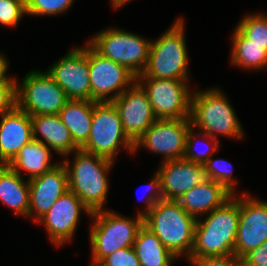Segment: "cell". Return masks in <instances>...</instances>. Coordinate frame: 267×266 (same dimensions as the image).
Returning <instances> with one entry per match:
<instances>
[{
    "label": "cell",
    "mask_w": 267,
    "mask_h": 266,
    "mask_svg": "<svg viewBox=\"0 0 267 266\" xmlns=\"http://www.w3.org/2000/svg\"><path fill=\"white\" fill-rule=\"evenodd\" d=\"M237 193L222 206L197 218L194 244L188 259L234 255V245L239 221V197Z\"/></svg>",
    "instance_id": "cell-1"
},
{
    "label": "cell",
    "mask_w": 267,
    "mask_h": 266,
    "mask_svg": "<svg viewBox=\"0 0 267 266\" xmlns=\"http://www.w3.org/2000/svg\"><path fill=\"white\" fill-rule=\"evenodd\" d=\"M72 162H62L68 175L69 191L73 192L91 212L103 210L109 191L108 173L114 161L81 149L74 152ZM72 163V165H71Z\"/></svg>",
    "instance_id": "cell-2"
},
{
    "label": "cell",
    "mask_w": 267,
    "mask_h": 266,
    "mask_svg": "<svg viewBox=\"0 0 267 266\" xmlns=\"http://www.w3.org/2000/svg\"><path fill=\"white\" fill-rule=\"evenodd\" d=\"M196 222L176 200L162 199L144 216V225L177 258L191 256Z\"/></svg>",
    "instance_id": "cell-3"
},
{
    "label": "cell",
    "mask_w": 267,
    "mask_h": 266,
    "mask_svg": "<svg viewBox=\"0 0 267 266\" xmlns=\"http://www.w3.org/2000/svg\"><path fill=\"white\" fill-rule=\"evenodd\" d=\"M184 19L178 18L161 36L151 41L145 70L137 77L189 80Z\"/></svg>",
    "instance_id": "cell-4"
},
{
    "label": "cell",
    "mask_w": 267,
    "mask_h": 266,
    "mask_svg": "<svg viewBox=\"0 0 267 266\" xmlns=\"http://www.w3.org/2000/svg\"><path fill=\"white\" fill-rule=\"evenodd\" d=\"M190 121L196 130L205 132L213 138L223 135L242 139L244 136L234 108L219 88L192 93Z\"/></svg>",
    "instance_id": "cell-5"
},
{
    "label": "cell",
    "mask_w": 267,
    "mask_h": 266,
    "mask_svg": "<svg viewBox=\"0 0 267 266\" xmlns=\"http://www.w3.org/2000/svg\"><path fill=\"white\" fill-rule=\"evenodd\" d=\"M93 225L89 232L92 260L102 261L115 251L133 247L139 229L144 224V217H124L106 209L92 212Z\"/></svg>",
    "instance_id": "cell-6"
},
{
    "label": "cell",
    "mask_w": 267,
    "mask_h": 266,
    "mask_svg": "<svg viewBox=\"0 0 267 266\" xmlns=\"http://www.w3.org/2000/svg\"><path fill=\"white\" fill-rule=\"evenodd\" d=\"M120 148L134 153V143L124 132L115 105L94 101L90 135L81 150L114 161Z\"/></svg>",
    "instance_id": "cell-7"
},
{
    "label": "cell",
    "mask_w": 267,
    "mask_h": 266,
    "mask_svg": "<svg viewBox=\"0 0 267 266\" xmlns=\"http://www.w3.org/2000/svg\"><path fill=\"white\" fill-rule=\"evenodd\" d=\"M87 42L99 54L126 67L136 77L146 68L151 40L116 27L99 31Z\"/></svg>",
    "instance_id": "cell-8"
},
{
    "label": "cell",
    "mask_w": 267,
    "mask_h": 266,
    "mask_svg": "<svg viewBox=\"0 0 267 266\" xmlns=\"http://www.w3.org/2000/svg\"><path fill=\"white\" fill-rule=\"evenodd\" d=\"M17 107L30 116L59 115L70 100L64 90L47 73L32 70L16 83Z\"/></svg>",
    "instance_id": "cell-9"
},
{
    "label": "cell",
    "mask_w": 267,
    "mask_h": 266,
    "mask_svg": "<svg viewBox=\"0 0 267 266\" xmlns=\"http://www.w3.org/2000/svg\"><path fill=\"white\" fill-rule=\"evenodd\" d=\"M148 95L156 119L190 118L192 91L188 80L136 77Z\"/></svg>",
    "instance_id": "cell-10"
},
{
    "label": "cell",
    "mask_w": 267,
    "mask_h": 266,
    "mask_svg": "<svg viewBox=\"0 0 267 266\" xmlns=\"http://www.w3.org/2000/svg\"><path fill=\"white\" fill-rule=\"evenodd\" d=\"M88 67L91 101L112 102L136 81V76L126 67L102 56L89 43Z\"/></svg>",
    "instance_id": "cell-11"
},
{
    "label": "cell",
    "mask_w": 267,
    "mask_h": 266,
    "mask_svg": "<svg viewBox=\"0 0 267 266\" xmlns=\"http://www.w3.org/2000/svg\"><path fill=\"white\" fill-rule=\"evenodd\" d=\"M190 118L157 119L135 142L134 155L139 148L163 155V161L182 159Z\"/></svg>",
    "instance_id": "cell-12"
},
{
    "label": "cell",
    "mask_w": 267,
    "mask_h": 266,
    "mask_svg": "<svg viewBox=\"0 0 267 266\" xmlns=\"http://www.w3.org/2000/svg\"><path fill=\"white\" fill-rule=\"evenodd\" d=\"M47 73L73 100H90L91 86L88 67V42L84 47H74L57 60Z\"/></svg>",
    "instance_id": "cell-13"
},
{
    "label": "cell",
    "mask_w": 267,
    "mask_h": 266,
    "mask_svg": "<svg viewBox=\"0 0 267 266\" xmlns=\"http://www.w3.org/2000/svg\"><path fill=\"white\" fill-rule=\"evenodd\" d=\"M267 241V201L239 195V221L234 256L242 258L249 251Z\"/></svg>",
    "instance_id": "cell-14"
},
{
    "label": "cell",
    "mask_w": 267,
    "mask_h": 266,
    "mask_svg": "<svg viewBox=\"0 0 267 266\" xmlns=\"http://www.w3.org/2000/svg\"><path fill=\"white\" fill-rule=\"evenodd\" d=\"M82 212L92 215L90 209L68 190L36 223L45 226L49 240L58 247L73 240Z\"/></svg>",
    "instance_id": "cell-15"
},
{
    "label": "cell",
    "mask_w": 267,
    "mask_h": 266,
    "mask_svg": "<svg viewBox=\"0 0 267 266\" xmlns=\"http://www.w3.org/2000/svg\"><path fill=\"white\" fill-rule=\"evenodd\" d=\"M112 103L119 113L124 132L134 144L157 120L146 91L137 81Z\"/></svg>",
    "instance_id": "cell-16"
},
{
    "label": "cell",
    "mask_w": 267,
    "mask_h": 266,
    "mask_svg": "<svg viewBox=\"0 0 267 266\" xmlns=\"http://www.w3.org/2000/svg\"><path fill=\"white\" fill-rule=\"evenodd\" d=\"M68 190V175L62 162L43 175L30 179L28 217L36 223Z\"/></svg>",
    "instance_id": "cell-17"
},
{
    "label": "cell",
    "mask_w": 267,
    "mask_h": 266,
    "mask_svg": "<svg viewBox=\"0 0 267 266\" xmlns=\"http://www.w3.org/2000/svg\"><path fill=\"white\" fill-rule=\"evenodd\" d=\"M156 173L165 200H178L186 192L207 179L204 165L185 159L163 161Z\"/></svg>",
    "instance_id": "cell-18"
},
{
    "label": "cell",
    "mask_w": 267,
    "mask_h": 266,
    "mask_svg": "<svg viewBox=\"0 0 267 266\" xmlns=\"http://www.w3.org/2000/svg\"><path fill=\"white\" fill-rule=\"evenodd\" d=\"M0 119V165H8L33 139L32 120L17 106Z\"/></svg>",
    "instance_id": "cell-19"
},
{
    "label": "cell",
    "mask_w": 267,
    "mask_h": 266,
    "mask_svg": "<svg viewBox=\"0 0 267 266\" xmlns=\"http://www.w3.org/2000/svg\"><path fill=\"white\" fill-rule=\"evenodd\" d=\"M31 120L33 139L42 142L57 155L69 157L80 149L59 115H32Z\"/></svg>",
    "instance_id": "cell-20"
},
{
    "label": "cell",
    "mask_w": 267,
    "mask_h": 266,
    "mask_svg": "<svg viewBox=\"0 0 267 266\" xmlns=\"http://www.w3.org/2000/svg\"><path fill=\"white\" fill-rule=\"evenodd\" d=\"M233 196L222 184L211 179H206L202 183L186 192L177 201L188 214L200 218L209 214L214 209L222 206Z\"/></svg>",
    "instance_id": "cell-21"
},
{
    "label": "cell",
    "mask_w": 267,
    "mask_h": 266,
    "mask_svg": "<svg viewBox=\"0 0 267 266\" xmlns=\"http://www.w3.org/2000/svg\"><path fill=\"white\" fill-rule=\"evenodd\" d=\"M94 101L70 99L60 111L63 124L70 131L73 142L81 149L88 141Z\"/></svg>",
    "instance_id": "cell-22"
},
{
    "label": "cell",
    "mask_w": 267,
    "mask_h": 266,
    "mask_svg": "<svg viewBox=\"0 0 267 266\" xmlns=\"http://www.w3.org/2000/svg\"><path fill=\"white\" fill-rule=\"evenodd\" d=\"M9 165H0V201L17 215L28 218L29 180H23Z\"/></svg>",
    "instance_id": "cell-23"
},
{
    "label": "cell",
    "mask_w": 267,
    "mask_h": 266,
    "mask_svg": "<svg viewBox=\"0 0 267 266\" xmlns=\"http://www.w3.org/2000/svg\"><path fill=\"white\" fill-rule=\"evenodd\" d=\"M52 150L42 142L32 139L24 145L17 156L8 165L22 176V170L28 173V180L43 175L58 165L51 162ZM51 162V163H50Z\"/></svg>",
    "instance_id": "cell-24"
},
{
    "label": "cell",
    "mask_w": 267,
    "mask_h": 266,
    "mask_svg": "<svg viewBox=\"0 0 267 266\" xmlns=\"http://www.w3.org/2000/svg\"><path fill=\"white\" fill-rule=\"evenodd\" d=\"M133 249L141 266H172L177 258L144 224L138 231Z\"/></svg>",
    "instance_id": "cell-25"
},
{
    "label": "cell",
    "mask_w": 267,
    "mask_h": 266,
    "mask_svg": "<svg viewBox=\"0 0 267 266\" xmlns=\"http://www.w3.org/2000/svg\"><path fill=\"white\" fill-rule=\"evenodd\" d=\"M231 64L242 69H267V50L262 45L250 42L237 27L232 33Z\"/></svg>",
    "instance_id": "cell-26"
},
{
    "label": "cell",
    "mask_w": 267,
    "mask_h": 266,
    "mask_svg": "<svg viewBox=\"0 0 267 266\" xmlns=\"http://www.w3.org/2000/svg\"><path fill=\"white\" fill-rule=\"evenodd\" d=\"M196 129L191 125L188 129V132L186 134V140H185V151L183 155V159L191 161L193 163L199 164V165H204L212 156V154L216 153L219 149V141L220 139L213 138L212 136L208 135L205 132L199 131L197 132L199 135H202L203 144H206V146H210L207 148H204L203 150L199 148L197 149L196 147V141H198L199 136L198 134L196 135Z\"/></svg>",
    "instance_id": "cell-27"
},
{
    "label": "cell",
    "mask_w": 267,
    "mask_h": 266,
    "mask_svg": "<svg viewBox=\"0 0 267 266\" xmlns=\"http://www.w3.org/2000/svg\"><path fill=\"white\" fill-rule=\"evenodd\" d=\"M236 27L250 39V42L262 45L267 50V14H247Z\"/></svg>",
    "instance_id": "cell-28"
},
{
    "label": "cell",
    "mask_w": 267,
    "mask_h": 266,
    "mask_svg": "<svg viewBox=\"0 0 267 266\" xmlns=\"http://www.w3.org/2000/svg\"><path fill=\"white\" fill-rule=\"evenodd\" d=\"M205 174L208 179H211L219 184H222L230 193L235 195V187L237 180L232 176L231 162L225 159H213L211 157L205 164Z\"/></svg>",
    "instance_id": "cell-29"
},
{
    "label": "cell",
    "mask_w": 267,
    "mask_h": 266,
    "mask_svg": "<svg viewBox=\"0 0 267 266\" xmlns=\"http://www.w3.org/2000/svg\"><path fill=\"white\" fill-rule=\"evenodd\" d=\"M74 0H25L26 14L52 16L64 13Z\"/></svg>",
    "instance_id": "cell-30"
},
{
    "label": "cell",
    "mask_w": 267,
    "mask_h": 266,
    "mask_svg": "<svg viewBox=\"0 0 267 266\" xmlns=\"http://www.w3.org/2000/svg\"><path fill=\"white\" fill-rule=\"evenodd\" d=\"M26 15L25 0H0V25L14 28Z\"/></svg>",
    "instance_id": "cell-31"
},
{
    "label": "cell",
    "mask_w": 267,
    "mask_h": 266,
    "mask_svg": "<svg viewBox=\"0 0 267 266\" xmlns=\"http://www.w3.org/2000/svg\"><path fill=\"white\" fill-rule=\"evenodd\" d=\"M16 77L0 83V117L11 112L17 106Z\"/></svg>",
    "instance_id": "cell-32"
},
{
    "label": "cell",
    "mask_w": 267,
    "mask_h": 266,
    "mask_svg": "<svg viewBox=\"0 0 267 266\" xmlns=\"http://www.w3.org/2000/svg\"><path fill=\"white\" fill-rule=\"evenodd\" d=\"M101 263L105 266H141L133 247L119 249L106 256Z\"/></svg>",
    "instance_id": "cell-33"
},
{
    "label": "cell",
    "mask_w": 267,
    "mask_h": 266,
    "mask_svg": "<svg viewBox=\"0 0 267 266\" xmlns=\"http://www.w3.org/2000/svg\"><path fill=\"white\" fill-rule=\"evenodd\" d=\"M146 191L148 192L146 197H144V201L146 202V209L144 211H138V215L144 217L147 215L150 210L163 199L161 193V185L160 178L157 173H154L153 178H151L148 187H146Z\"/></svg>",
    "instance_id": "cell-34"
},
{
    "label": "cell",
    "mask_w": 267,
    "mask_h": 266,
    "mask_svg": "<svg viewBox=\"0 0 267 266\" xmlns=\"http://www.w3.org/2000/svg\"><path fill=\"white\" fill-rule=\"evenodd\" d=\"M193 266H243L242 260L230 256L202 257L197 259H187Z\"/></svg>",
    "instance_id": "cell-35"
},
{
    "label": "cell",
    "mask_w": 267,
    "mask_h": 266,
    "mask_svg": "<svg viewBox=\"0 0 267 266\" xmlns=\"http://www.w3.org/2000/svg\"><path fill=\"white\" fill-rule=\"evenodd\" d=\"M241 260L243 266H267V241L249 251Z\"/></svg>",
    "instance_id": "cell-36"
},
{
    "label": "cell",
    "mask_w": 267,
    "mask_h": 266,
    "mask_svg": "<svg viewBox=\"0 0 267 266\" xmlns=\"http://www.w3.org/2000/svg\"><path fill=\"white\" fill-rule=\"evenodd\" d=\"M8 65L9 62L7 58L0 53V83L7 82L11 79L10 76L6 75L9 68Z\"/></svg>",
    "instance_id": "cell-37"
},
{
    "label": "cell",
    "mask_w": 267,
    "mask_h": 266,
    "mask_svg": "<svg viewBox=\"0 0 267 266\" xmlns=\"http://www.w3.org/2000/svg\"><path fill=\"white\" fill-rule=\"evenodd\" d=\"M110 1L112 3V6L114 7V9H118V8H121L122 6H124L126 3L128 4L132 0H110Z\"/></svg>",
    "instance_id": "cell-38"
},
{
    "label": "cell",
    "mask_w": 267,
    "mask_h": 266,
    "mask_svg": "<svg viewBox=\"0 0 267 266\" xmlns=\"http://www.w3.org/2000/svg\"><path fill=\"white\" fill-rule=\"evenodd\" d=\"M91 266H105L103 263H101L100 261H91Z\"/></svg>",
    "instance_id": "cell-39"
}]
</instances>
